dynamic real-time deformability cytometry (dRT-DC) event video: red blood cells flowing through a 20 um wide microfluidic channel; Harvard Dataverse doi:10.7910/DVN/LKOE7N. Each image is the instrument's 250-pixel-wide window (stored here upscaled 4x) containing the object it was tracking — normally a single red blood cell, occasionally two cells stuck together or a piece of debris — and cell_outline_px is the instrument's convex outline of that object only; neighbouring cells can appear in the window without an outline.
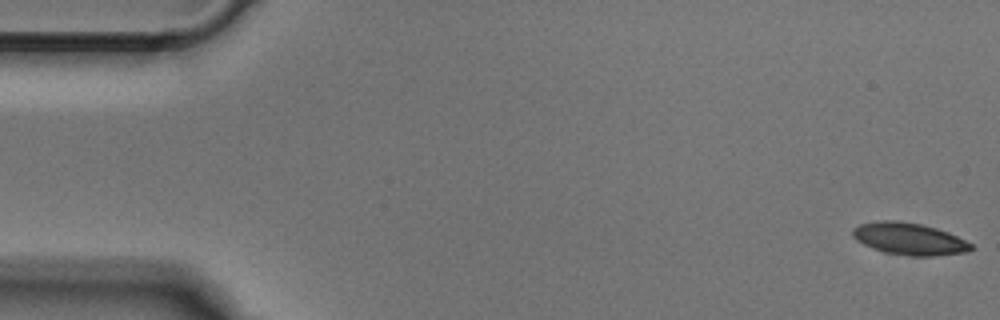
{"species": "Egyptian fruit bat (a non-hibernating species)", "species_latin": "Rousettus aegyptiacus", "temperature_condition": "cold", "stored_images_in_passage": 50, "camera_frame_rate_fps": 3000, "um_per_image_px": 0.085, "animal": {"sex": "male"}, "frame": {"image": 1, "passage_image": 1, "time_ms": 0.0, "image_size_px": [1000, 320], "cell_outline_px": [[972, 248], [968, 252], [936, 256], [908, 256], [884, 252], [872, 248], [856, 240], [852, 236], [852, 228], [860, 224], [876, 220], [900, 220], [920, 224], [936, 228], [948, 232], [972, 244]], "centroid_in_image_um": [77.25, 20.3], "position_along_channel_um": 7.7, "area_um2": 22.25}}
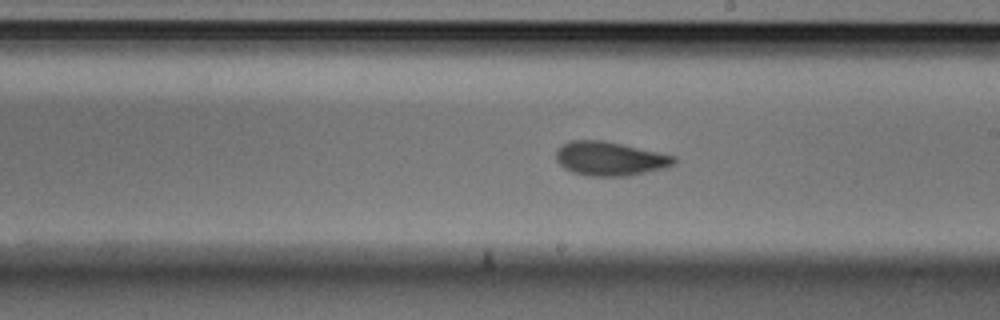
{"frame": {"image": 2, "passage_image": 28, "time_ms": 9.0, "image_size_px": [1000, 320], "cell_outline_px": [[676, 164], [664, 168], [628, 176], [588, 176], [572, 172], [564, 168], [556, 160], [556, 148], [560, 144], [568, 140], [604, 140], [676, 156]], "centroid_in_image_um": [51.81, 13.48], "position_along_channel_um": 237.2, "area_um2": 23.58}}
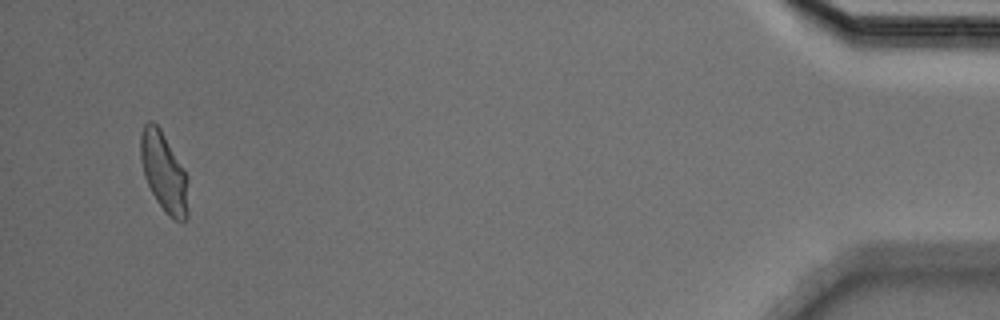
{"frame": {"image": 3, "passage_image": 48, "time_ms": 15.667, "image_size_px": [1000, 320], "cell_outline_px": [[188, 216], [184, 220], [172, 220], [168, 216], [156, 200], [144, 176], [140, 160], [140, 136], [144, 124], [148, 120], [152, 120], [160, 128], [188, 176]], "centroid_in_image_um": [13.93, 14.64], "position_along_channel_um": 421.3, "area_um2": 22.2}}